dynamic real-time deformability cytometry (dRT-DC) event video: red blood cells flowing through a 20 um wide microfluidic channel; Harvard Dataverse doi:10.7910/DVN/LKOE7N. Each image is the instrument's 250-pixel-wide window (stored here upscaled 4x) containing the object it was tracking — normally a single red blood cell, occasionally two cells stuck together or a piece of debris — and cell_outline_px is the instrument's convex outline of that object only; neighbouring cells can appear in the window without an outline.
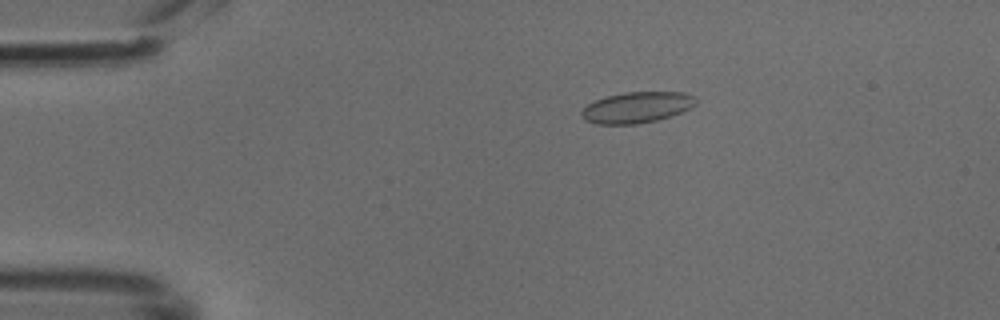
{"species": "common noctule bat (a hibernating species)", "species_latin": "Nyctalus noctula", "temperature_condition": "cold", "stored_images_in_passage": 49, "camera_frame_rate_fps": 3000, "um_per_image_px": 0.085, "animal": {"sex": "male", "body_mass_g": 18.8}, "frame": {"image": 1, "passage_image": 9, "time_ms": 2.667, "image_size_px": [1000, 320], "cell_outline_px": [[696, 104], [672, 116], [656, 120], [636, 124], [596, 124], [584, 120], [580, 116], [580, 112], [588, 104], [604, 96], [624, 92], [684, 92], [696, 96]], "centroid_in_image_um": [54.11, 9.12], "position_along_channel_um": 30.9, "area_um2": 20.75}}
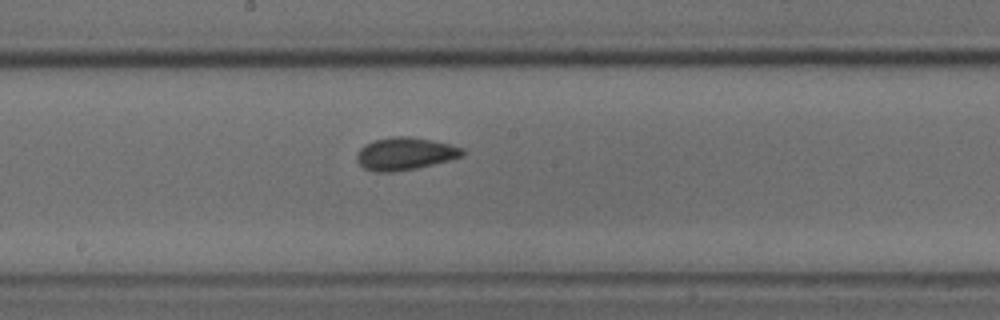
{"frame": {"image": 2, "passage_image": 26, "time_ms": 8.333, "image_size_px": [1000, 320], "cell_outline_px": [[464, 156], [416, 168], [392, 172], [376, 172], [364, 168], [356, 160], [356, 156], [360, 148], [364, 144], [372, 140], [392, 136], [408, 136], [432, 140], [464, 148]], "centroid_in_image_um": [34.39, 13.05], "position_along_channel_um": 213.8, "area_um2": 20.06}}
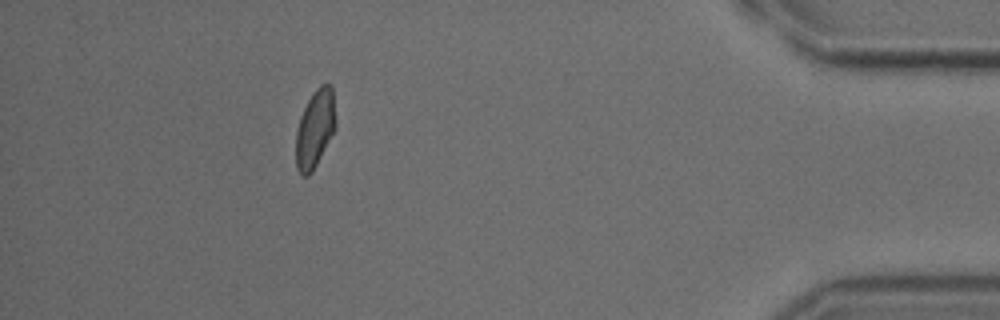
{"frame": {"image": 3, "passage_image": 44, "time_ms": 14.333, "image_size_px": [1000, 320], "cell_outline_px": [[336, 128], [312, 172], [308, 176], [300, 176], [296, 168], [296, 132], [300, 116], [312, 92], [320, 84], [332, 84], [336, 120]], "centroid_in_image_um": [26.78, 10.94], "position_along_channel_um": 408.4, "area_um2": 18.26}}